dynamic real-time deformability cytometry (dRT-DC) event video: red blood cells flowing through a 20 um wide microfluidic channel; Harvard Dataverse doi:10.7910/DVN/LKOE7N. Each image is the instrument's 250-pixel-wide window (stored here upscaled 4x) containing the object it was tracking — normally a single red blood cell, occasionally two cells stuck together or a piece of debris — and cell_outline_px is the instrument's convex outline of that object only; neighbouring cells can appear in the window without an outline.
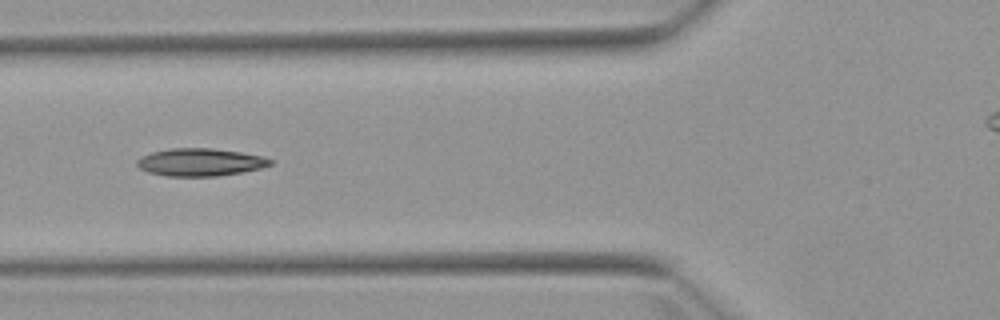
{"species": "Egyptian fruit bat (a non-hibernating species)", "species_latin": "Rousettus aegyptiacus", "temperature_condition": "warm", "stored_images_in_passage": 7, "camera_frame_rate_fps": 3000, "um_per_image_px": 0.085, "animal": {"sex": "female"}, "frame": {"image": 1, "passage_image": 6, "time_ms": 5.667, "image_size_px": [1000, 320], "cell_outline_px": [[272, 164], [260, 168], [240, 172], [216, 176], [164, 176], [148, 172], [140, 168], [136, 164], [136, 160], [140, 156], [152, 152], [168, 148], [212, 148], [240, 152], [264, 156], [272, 160]], "centroid_in_image_um": [16.98, 13.78], "position_along_channel_um": 108.8, "area_um2": 21.5}}
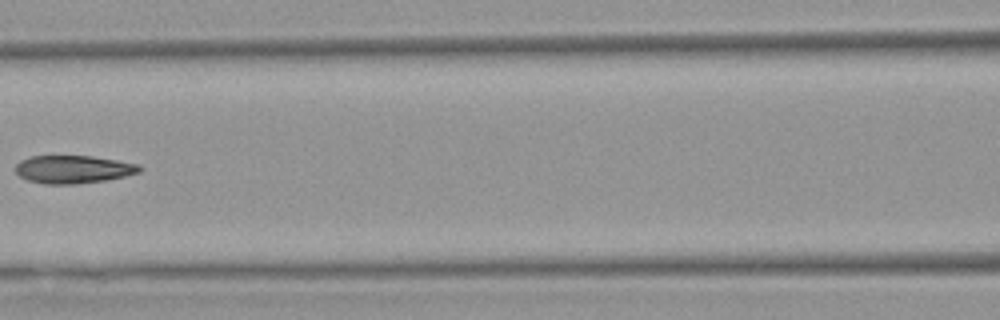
{"frame": {"image": 2, "passage_image": 7, "time_ms": 7.0, "image_size_px": [1000, 320], "cell_outline_px": [[144, 168], [140, 172], [124, 176], [104, 180], [76, 184], [44, 184], [28, 180], [20, 176], [16, 172], [16, 164], [20, 160], [32, 156], [92, 156], [140, 164]], "centroid_in_image_um": [6.24, 14.39], "position_along_channel_um": 160.4, "area_um2": 20.17}}